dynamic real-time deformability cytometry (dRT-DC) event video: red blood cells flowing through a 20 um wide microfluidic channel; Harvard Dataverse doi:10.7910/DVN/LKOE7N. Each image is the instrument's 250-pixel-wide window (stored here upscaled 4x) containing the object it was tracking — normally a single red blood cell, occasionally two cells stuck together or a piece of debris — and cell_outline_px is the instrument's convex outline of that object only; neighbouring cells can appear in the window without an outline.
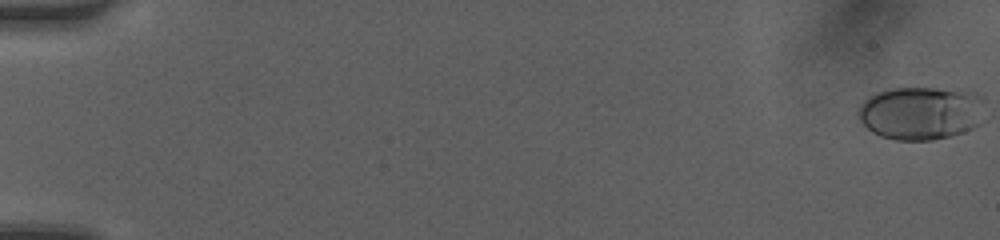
{"species": "human", "species_latin": "Homo sapiens", "temperature_condition": "room temperature", "stored_images_in_passage": 51, "camera_frame_rate_fps": 3000, "um_per_image_px": 0.085, "donor": {"sex": "female"}, "frame": {"image": 1, "passage_image": 1, "time_ms": 0.0, "image_size_px": [1000, 240], "cell_outline_px": [[984, 120], [980, 124], [964, 132], [952, 136], [932, 140], [892, 140], [880, 136], [872, 132], [856, 116], [856, 112], [860, 104], [864, 100], [876, 92], [892, 88], [936, 88], [980, 92], [984, 96]], "centroid_in_image_um": [78.32, 9.6], "position_along_channel_um": 6.7, "area_um2": 40.29}}
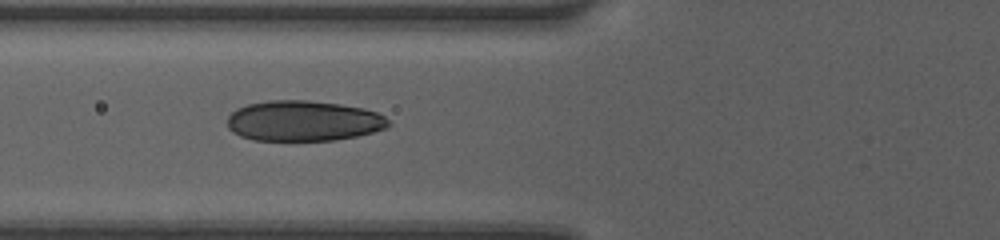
{"frame": {"image": 2, "passage_image": 21, "time_ms": 6.667, "image_size_px": [1000, 240], "cell_outline_px": [[392, 124], [388, 128], [356, 136], [336, 140], [252, 140], [240, 136], [232, 132], [228, 128], [228, 116], [236, 108], [248, 104], [268, 100], [308, 100], [340, 104], [364, 108], [376, 112], [384, 116]], "centroid_in_image_um": [25.79, 10.27], "position_along_channel_um": 100.0, "area_um2": 38.21}}
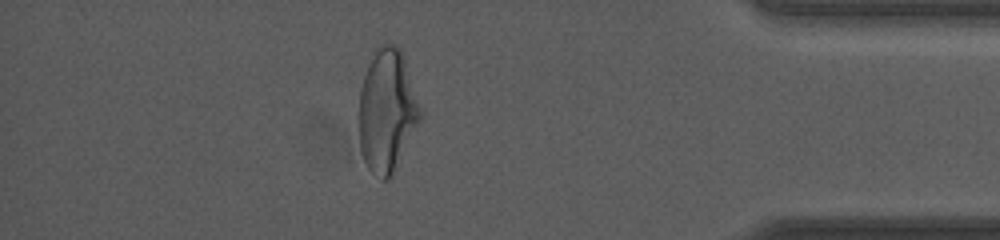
{"frame": {"image": 3, "passage_image": 45, "time_ms": 14.667, "image_size_px": [1000, 240], "cell_outline_px": [[420, 116], [388, 180], [380, 180], [368, 168], [364, 160], [360, 148], [360, 92], [364, 76], [372, 48], [388, 40], [400, 48], [420, 108]], "centroid_in_image_um": [32.84, 9.31], "position_along_channel_um": 402.4, "area_um2": 42.71}, "authors_computed_cell_mechanics": {"area_um2": 38.2058, "velocity_mm_per_s": 4.1988, "shape_relaxation_time_tau1_ms": 3.1814, "shape_relaxation_time_tau2_ms": 0.6881, "deformation_change_tau1": 0.1611, "deformation_change_tau2": 0.056}}